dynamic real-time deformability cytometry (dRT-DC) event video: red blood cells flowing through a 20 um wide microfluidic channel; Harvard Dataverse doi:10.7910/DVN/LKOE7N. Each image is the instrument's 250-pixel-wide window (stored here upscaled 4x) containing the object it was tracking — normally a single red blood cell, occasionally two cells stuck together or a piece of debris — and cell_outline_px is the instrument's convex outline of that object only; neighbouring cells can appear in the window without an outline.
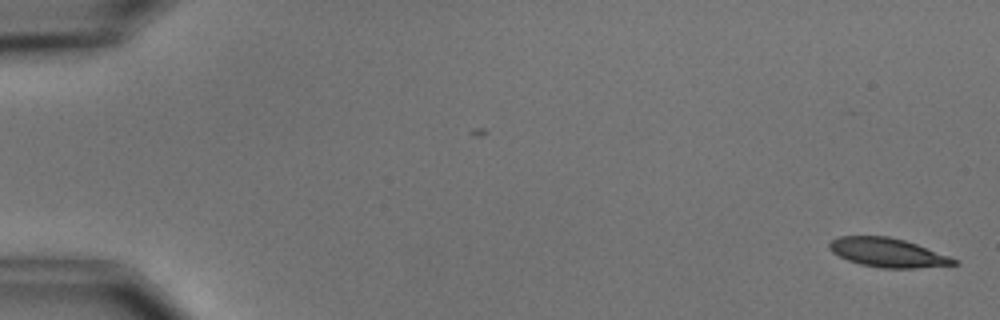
{"species": "common noctule bat (a hibernating species)", "species_latin": "Nyctalus noctula", "temperature_condition": "cold", "stored_images_in_passage": 5, "camera_frame_rate_fps": 3000, "um_per_image_px": 0.085, "animal": {"sex": "male", "body_mass_g": 15.6}, "frame": {"image": 1, "passage_image": 1, "time_ms": 0.0, "image_size_px": [1000, 320], "cell_outline_px": [[960, 264], [916, 268], [880, 268], [860, 264], [848, 260], [832, 252], [828, 248], [828, 244], [832, 240], [840, 236], [888, 236], [904, 240], [916, 244], [960, 260]], "centroid_in_image_um": [75.47, 21.48], "position_along_channel_um": 9.5, "area_um2": 21.04}}
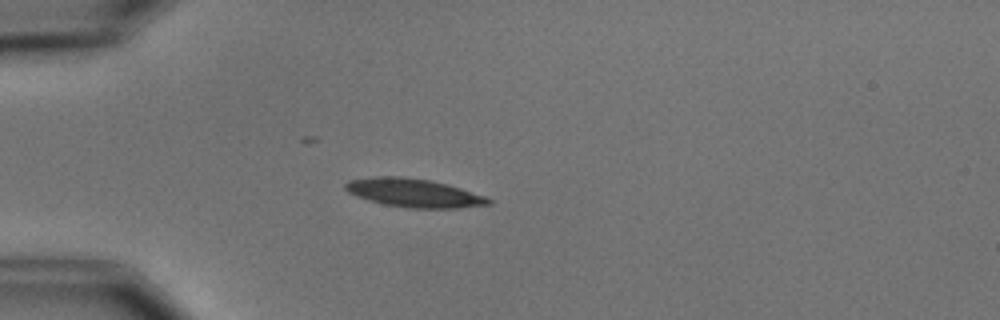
{"frame": {"image": 2, "passage_image": 5, "time_ms": 4.667, "image_size_px": [1000, 320], "cell_outline_px": [[492, 204], [460, 208], [408, 208], [384, 204], [368, 200], [356, 196], [348, 192], [344, 188], [344, 184], [348, 180], [372, 176], [400, 176], [432, 180], [448, 184], [484, 196], [492, 200]], "centroid_in_image_um": [35.15, 16.39], "position_along_channel_um": 49.9, "area_um2": 23.93}}